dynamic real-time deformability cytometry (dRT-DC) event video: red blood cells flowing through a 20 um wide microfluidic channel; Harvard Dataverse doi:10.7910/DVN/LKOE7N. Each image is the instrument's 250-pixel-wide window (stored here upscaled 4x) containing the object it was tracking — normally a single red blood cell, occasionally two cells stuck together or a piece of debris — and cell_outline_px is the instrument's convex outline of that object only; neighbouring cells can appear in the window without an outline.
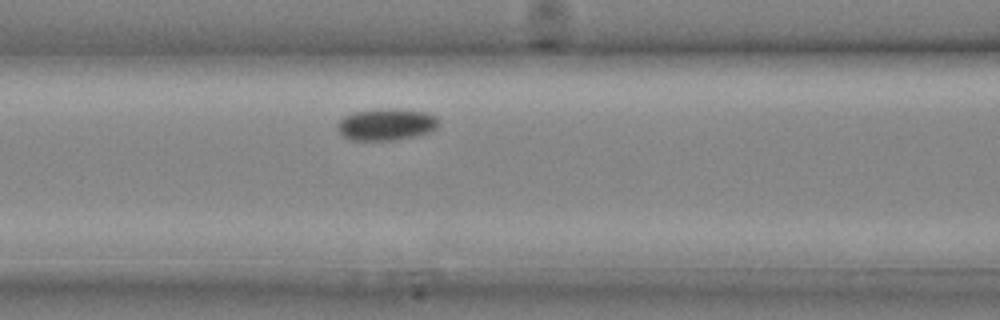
{"species": "common noctule bat (a hibernating species)", "species_latin": "Nyctalus noctula", "temperature_condition": "cold", "stored_images_in_passage": 6, "camera_frame_rate_fps": 3000, "um_per_image_px": 0.085, "animal": {"sex": "male", "body_mass_g": 20.4}, "frame": {"image": 1, "passage_image": 4, "time_ms": 1.0, "image_size_px": [1000, 320], "cell_outline_px": [[440, 124], [436, 128], [428, 132], [416, 136], [392, 140], [348, 140], [336, 128], [336, 124], [344, 116], [352, 112], [376, 108], [396, 108], [424, 112], [436, 116]], "centroid_in_image_um": [32.81, 10.56], "position_along_channel_um": 133.8, "area_um2": 19.02}}
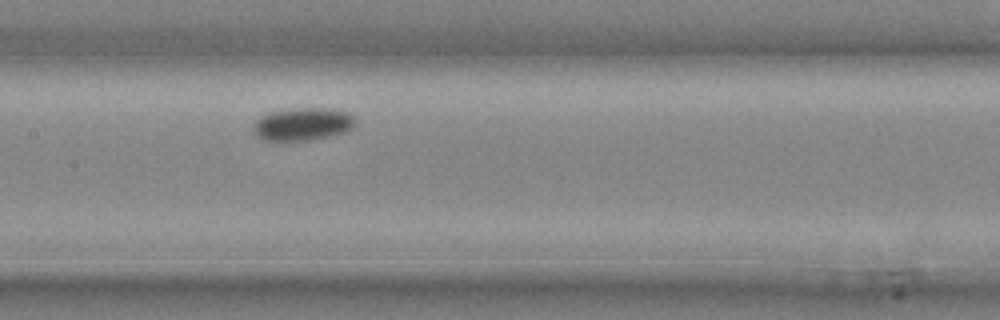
{"frame": {"image": 2, "passage_image": 6, "time_ms": 1.667, "image_size_px": [1000, 320], "cell_outline_px": [[356, 124], [348, 132], [332, 136], [312, 140], [264, 140], [256, 136], [252, 132], [252, 128], [256, 120], [272, 112], [292, 108], [324, 108], [348, 112], [356, 120]], "centroid_in_image_um": [25.76, 10.56], "position_along_channel_um": 181.6, "area_um2": 19.59}}